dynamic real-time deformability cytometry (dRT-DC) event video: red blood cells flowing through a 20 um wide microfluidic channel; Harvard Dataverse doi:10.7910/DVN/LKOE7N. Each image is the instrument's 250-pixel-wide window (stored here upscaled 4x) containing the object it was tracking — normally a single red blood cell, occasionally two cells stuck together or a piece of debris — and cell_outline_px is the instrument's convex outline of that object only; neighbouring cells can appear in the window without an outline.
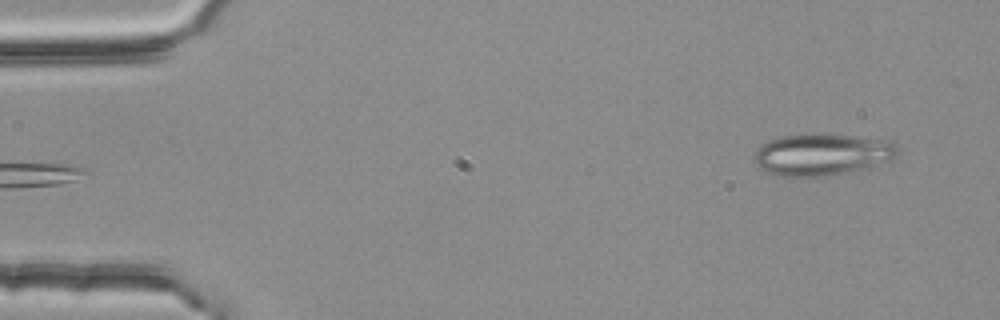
{"species": "common noctule bat (a hibernating species)", "species_latin": "Nyctalus noctula", "temperature_condition": "room temperature", "stored_images_in_passage": 4, "camera_frame_rate_fps": 3000, "um_per_image_px": 0.085, "animal": {"sex": "female", "body_mass_g": 25.1}, "frame": {"image": 1, "passage_image": 4, "time_ms": 1.0, "image_size_px": [1000, 320], "cell_outline_px": [[900, 152], [892, 160], [868, 168], [824, 176], [776, 176], [760, 168], [752, 160], [756, 148], [760, 144], [768, 140], [780, 136], [856, 136], [892, 140], [900, 148]], "centroid_in_image_um": [69.9, 13.15], "position_along_channel_um": 15.1, "area_um2": 34.8}}